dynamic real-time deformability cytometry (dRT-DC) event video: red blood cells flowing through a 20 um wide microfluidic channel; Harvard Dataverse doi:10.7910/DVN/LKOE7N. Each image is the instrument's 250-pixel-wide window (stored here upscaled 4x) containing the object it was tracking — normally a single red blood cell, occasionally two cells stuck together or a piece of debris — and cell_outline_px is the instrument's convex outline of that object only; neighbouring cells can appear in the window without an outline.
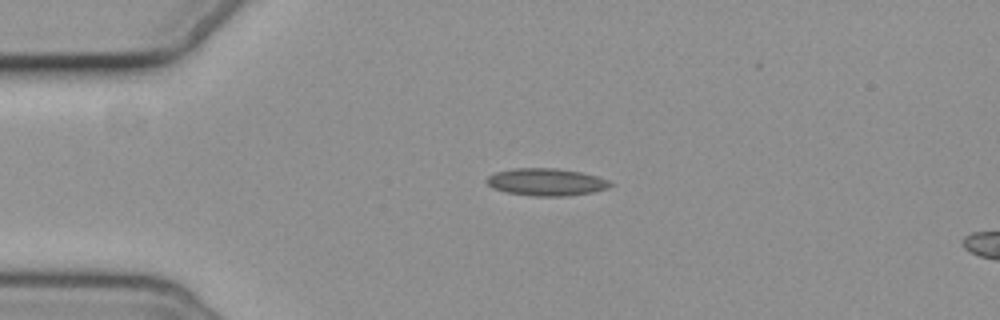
{"species": "common noctule bat (a hibernating species)", "species_latin": "Nyctalus noctula", "temperature_condition": "cold", "stored_images_in_passage": 2, "camera_frame_rate_fps": 3000, "um_per_image_px": 0.085, "animal": {"sex": "female", "body_mass_g": 19.3, "forearm_length_mm": 54.1}, "frame": {"image": 1, "passage_image": 1, "time_ms": 0.0, "image_size_px": [1000, 320], "cell_outline_px": [[616, 184], [608, 188], [592, 192], [568, 196], [536, 196], [508, 192], [492, 188], [484, 180], [488, 176], [496, 172], [512, 168], [556, 168], [580, 172], [596, 176], [608, 180]], "centroid_in_image_um": [46.44, 15.47], "position_along_channel_um": 38.6, "area_um2": 19.71}}